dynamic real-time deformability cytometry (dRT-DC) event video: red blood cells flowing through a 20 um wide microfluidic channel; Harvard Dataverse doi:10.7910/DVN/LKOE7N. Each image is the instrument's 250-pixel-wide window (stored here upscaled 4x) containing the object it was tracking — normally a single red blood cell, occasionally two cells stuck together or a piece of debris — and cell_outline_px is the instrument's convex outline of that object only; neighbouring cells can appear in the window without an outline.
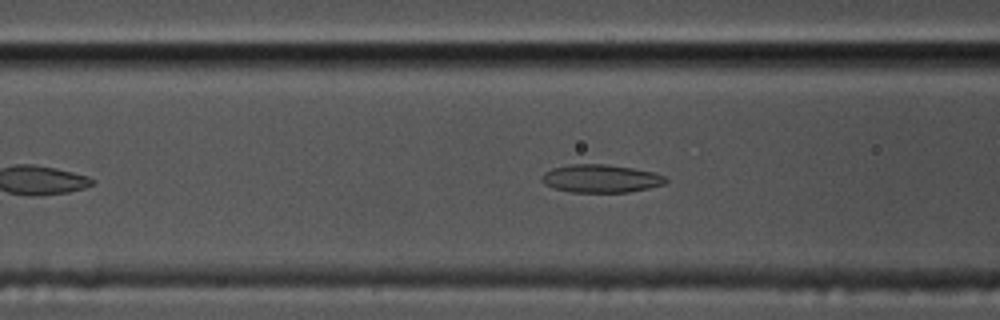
{"species": "common noctule bat (a hibernating species)", "species_latin": "Nyctalus noctula", "temperature_condition": "cold", "stored_images_in_passage": 47, "camera_frame_rate_fps": 3000, "um_per_image_px": 0.085, "animal": {"sex": "male", "body_mass_g": 17.5, "forearm_length_mm": 52.3}, "frame": {"image": 1, "passage_image": 14, "time_ms": 4.333, "image_size_px": [1000, 320], "cell_outline_px": [[668, 180], [664, 184], [648, 188], [628, 192], [572, 192], [556, 188], [544, 184], [540, 180], [540, 176], [544, 172], [552, 168], [572, 164], [608, 164], [632, 168], [652, 172], [664, 176]], "centroid_in_image_um": [51.04, 15.17], "position_along_channel_um": 115.6, "area_um2": 20.17}}
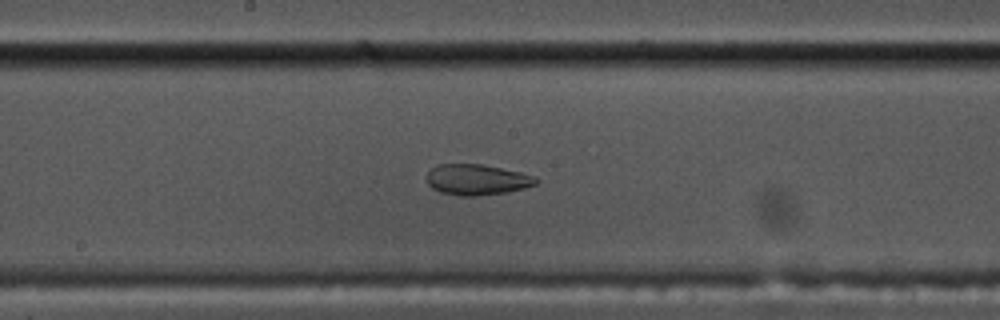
{"frame": {"image": 2, "passage_image": 22, "time_ms": 7.0, "image_size_px": [1000, 320], "cell_outline_px": [[540, 180], [536, 184], [524, 188], [508, 192], [476, 196], [460, 196], [440, 192], [432, 188], [428, 184], [424, 176], [436, 164], [484, 164], [520, 172], [536, 176]], "centroid_in_image_um": [40.53, 15.27], "position_along_channel_um": 207.7, "area_um2": 19.88}}
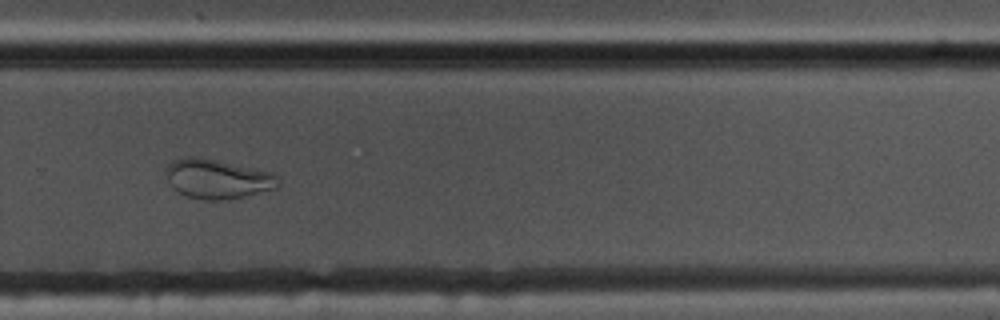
{"frame": {"image": 3, "passage_image": 31, "time_ms": 10.0, "image_size_px": [1000, 320], "cell_outline_px": [[280, 184], [276, 188], [228, 200], [204, 200], [188, 196], [172, 188], [164, 172], [168, 164], [176, 160], [188, 156], [200, 156], [272, 172], [276, 176]], "centroid_in_image_um": [18.47, 15.2], "position_along_channel_um": 311.3, "area_um2": 25.84}, "authors_computed_cell_mechanics": {"area_um2": 21.386, "velocity_mm_per_s": 3.4683, "shape_relaxation_time_tau1_ms": null, "shape_relaxation_time_tau2_ms": 1.6703, "deformation_change_tau1": null, "deformation_change_tau2": 0.074}}